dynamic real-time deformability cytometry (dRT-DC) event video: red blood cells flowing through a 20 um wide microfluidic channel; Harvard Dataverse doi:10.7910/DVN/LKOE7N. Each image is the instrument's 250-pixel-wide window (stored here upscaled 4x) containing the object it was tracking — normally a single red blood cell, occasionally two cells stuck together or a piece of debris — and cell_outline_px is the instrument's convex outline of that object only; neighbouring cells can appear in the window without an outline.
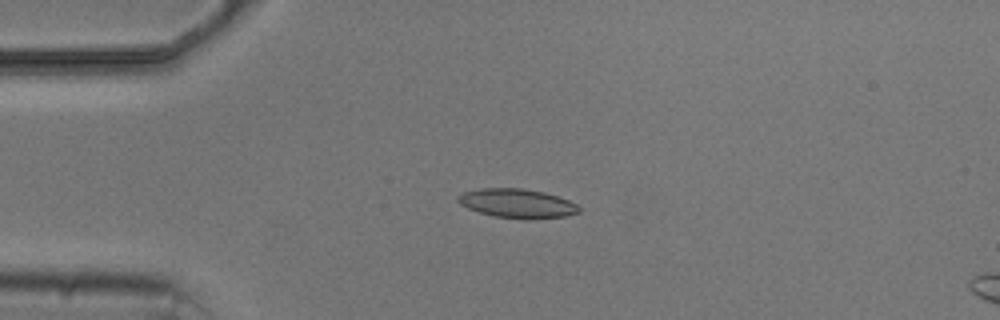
{"species": "common noctule bat (a hibernating species)", "species_latin": "Nyctalus noctula", "temperature_condition": "cold", "stored_images_in_passage": 4, "camera_frame_rate_fps": 3000, "um_per_image_px": 0.085, "animal": {"sex": "male", "body_mass_g": 20.5, "forearm_length_mm": 52.5}, "frame": {"image": 1, "passage_image": 2, "time_ms": 1.333, "image_size_px": [1000, 320], "cell_outline_px": [[580, 212], [564, 216], [528, 220], [496, 216], [480, 212], [468, 208], [460, 204], [456, 200], [456, 196], [464, 192], [480, 188], [520, 188], [544, 192], [568, 200], [576, 204], [580, 208]], "centroid_in_image_um": [43.94, 17.29], "position_along_channel_um": 41.1, "area_um2": 20.46}}